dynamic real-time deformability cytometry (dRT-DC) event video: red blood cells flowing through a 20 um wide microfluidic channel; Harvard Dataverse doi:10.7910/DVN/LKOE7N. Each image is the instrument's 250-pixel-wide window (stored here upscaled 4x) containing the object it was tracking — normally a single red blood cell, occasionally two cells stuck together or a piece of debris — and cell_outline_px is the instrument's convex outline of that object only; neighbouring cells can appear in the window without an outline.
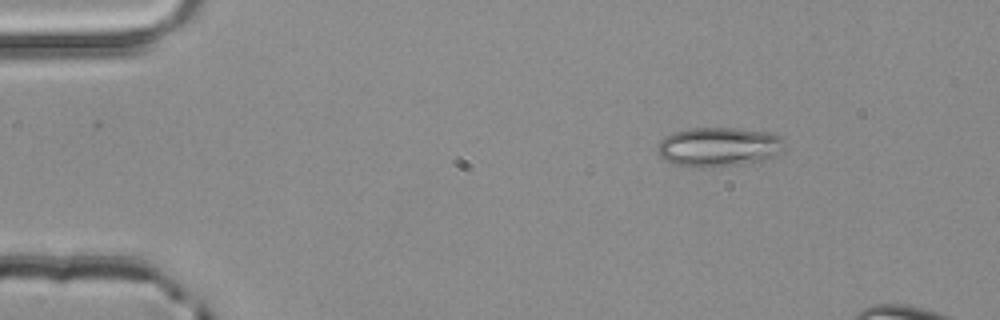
{"species": "common noctule bat (a hibernating species)", "species_latin": "Nyctalus noctula", "temperature_condition": "room temperature", "stored_images_in_passage": 3, "camera_frame_rate_fps": 3000, "um_per_image_px": 0.085, "animal": {"sex": "male", "body_mass_g": 20.4}, "frame": {"image": 1, "passage_image": 1, "time_ms": 0.0, "image_size_px": [1000, 320], "cell_outline_px": [[784, 140], [780, 152], [764, 160], [752, 164], [708, 168], [700, 168], [676, 164], [664, 160], [660, 156], [656, 148], [660, 140], [664, 136], [672, 132], [692, 128], [740, 128], [772, 132], [780, 136]], "centroid_in_image_um": [61.08, 12.49], "position_along_channel_um": 23.9, "area_um2": 29.71}}